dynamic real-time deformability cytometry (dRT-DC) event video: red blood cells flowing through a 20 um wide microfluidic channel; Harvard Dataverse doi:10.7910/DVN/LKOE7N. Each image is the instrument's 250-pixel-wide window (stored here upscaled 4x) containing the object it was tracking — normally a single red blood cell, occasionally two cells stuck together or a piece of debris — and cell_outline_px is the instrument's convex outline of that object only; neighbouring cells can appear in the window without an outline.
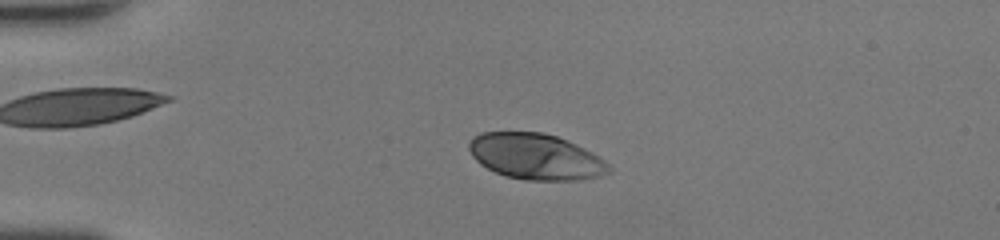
{"species": "human", "species_latin": "Homo sapiens", "temperature_condition": "room temperature", "stored_images_in_passage": 37, "camera_frame_rate_fps": 3000, "um_per_image_px": 0.085, "donor": {"sex": "female"}, "frame": {"image": 1, "passage_image": 5, "time_ms": 1.333, "image_size_px": [1000, 240], "cell_outline_px": [[612, 172], [596, 176], [576, 180], [524, 180], [504, 176], [480, 164], [472, 156], [468, 148], [468, 144], [472, 136], [480, 132], [540, 132], [556, 136], [576, 144], [592, 152], [604, 160], [612, 168]], "centroid_in_image_um": [45.51, 13.31], "position_along_channel_um": 39.5, "area_um2": 37.45}}
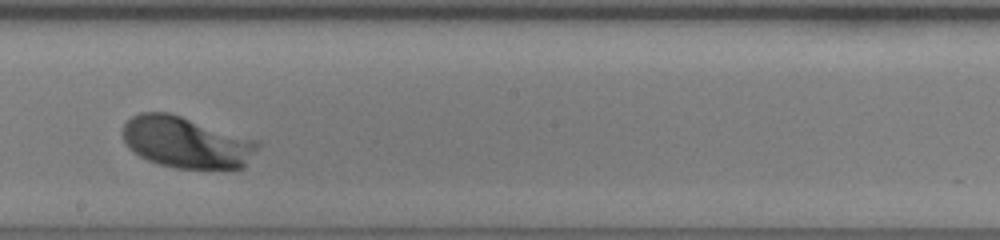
{"frame": {"image": 2, "passage_image": 22, "time_ms": 7.0, "image_size_px": [1000, 240], "cell_outline_px": [[260, 144], [244, 168], [176, 168], [160, 164], [148, 160], [140, 156], [128, 148], [124, 140], [124, 124], [132, 116], [140, 112], [168, 112], [260, 140]], "centroid_in_image_um": [15.86, 12.09], "position_along_channel_um": 232.3, "area_um2": 40.34}}
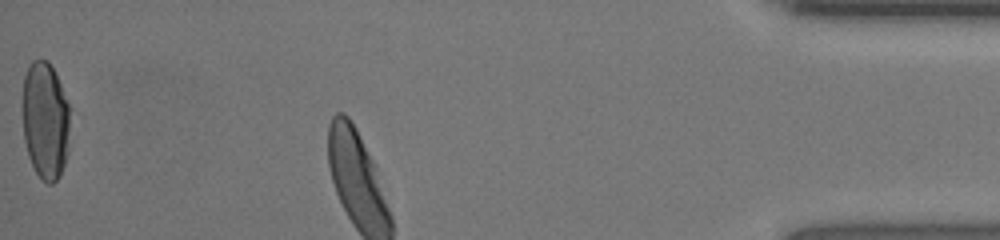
{"frame": {"image": 3, "passage_image": 37, "time_ms": 12.0, "image_size_px": [1000, 240], "cell_outline_px": [[72, 108], [68, 152], [60, 176], [52, 184], [48, 184], [36, 172], [28, 156], [24, 140], [24, 76], [28, 64], [32, 60], [48, 60]], "centroid_in_image_um": [3.9, 10.24], "position_along_channel_um": 431.3, "area_um2": 32.83}, "authors_computed_cell_mechanics": {"area_um2": 39.015, "velocity_mm_per_s": 4.1542, "shape_relaxation_time_tau1_ms": 0.7455, "shape_relaxation_time_tau2_ms": null, "deformation_change_tau1": 0.1454, "deformation_change_tau2": null}}